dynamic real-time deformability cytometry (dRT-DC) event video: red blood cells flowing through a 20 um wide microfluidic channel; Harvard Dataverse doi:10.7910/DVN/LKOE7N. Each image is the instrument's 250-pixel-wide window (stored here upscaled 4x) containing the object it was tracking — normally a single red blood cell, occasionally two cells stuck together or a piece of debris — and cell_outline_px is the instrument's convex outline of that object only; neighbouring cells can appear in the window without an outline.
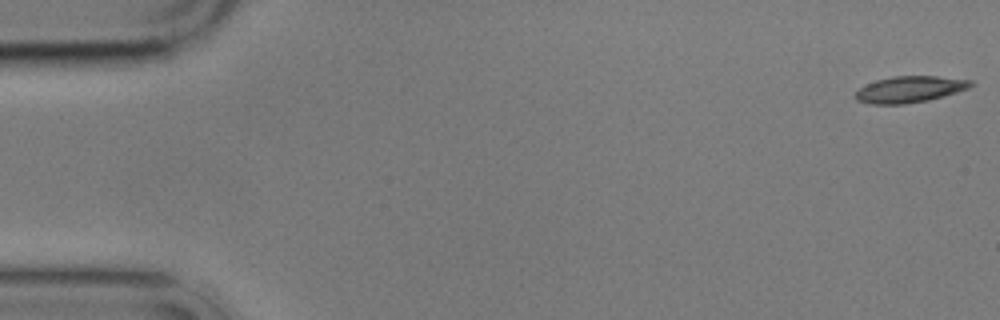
{"species": "common noctule bat (a hibernating species)", "species_latin": "Nyctalus noctula", "temperature_condition": "cold", "stored_images_in_passage": 9, "camera_frame_rate_fps": 3000, "um_per_image_px": 0.085, "animal": {"sex": "male", "body_mass_g": 17.9}, "frame": {"image": 1, "passage_image": 1, "time_ms": 0.0, "image_size_px": [1000, 320], "cell_outline_px": [[976, 84], [968, 88], [956, 92], [928, 100], [904, 104], [868, 104], [856, 100], [856, 92], [860, 88], [876, 80], [892, 76], [936, 76], [972, 80]], "centroid_in_image_um": [77.34, 7.59], "position_along_channel_um": 7.7, "area_um2": 17.63}}
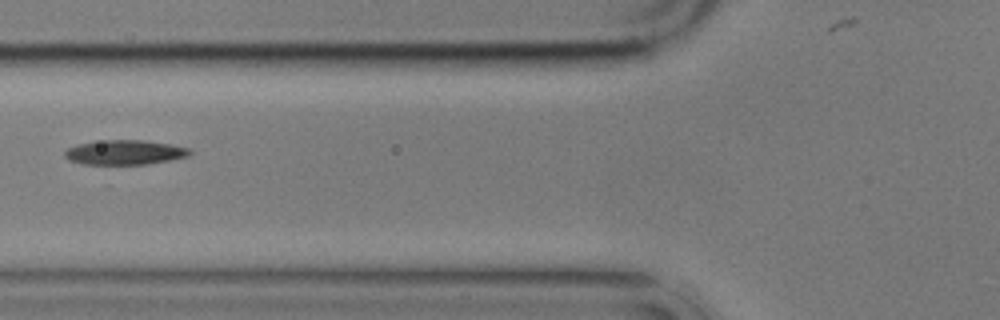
{"frame": {"image": 2, "passage_image": 7, "time_ms": 7.0, "image_size_px": [1000, 320], "cell_outline_px": [[192, 152], [188, 156], [148, 164], [84, 164], [68, 160], [64, 156], [64, 152], [68, 148], [76, 144], [104, 140], [144, 140], [168, 144], [188, 148]], "centroid_in_image_um": [10.56, 12.95], "position_along_channel_um": 115.2, "area_um2": 17.8}}
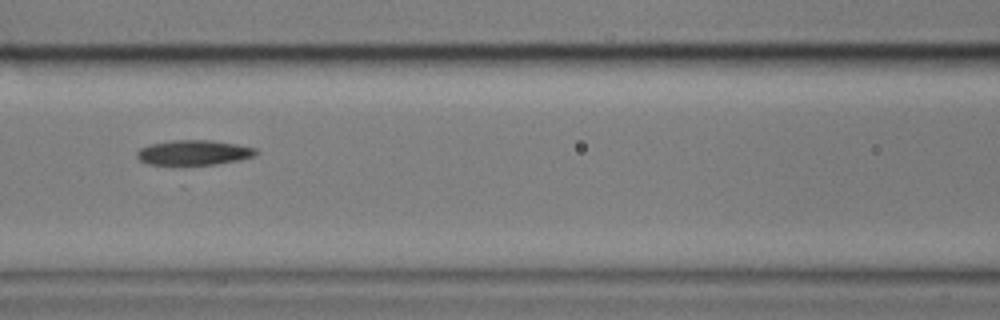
{"frame": {"image": 3, "passage_image": 8, "time_ms": 8.0, "image_size_px": [1000, 320], "cell_outline_px": [[260, 152], [256, 156], [240, 160], [216, 164], [148, 164], [140, 160], [136, 156], [136, 152], [140, 148], [152, 144], [172, 140], [208, 140], [236, 144], [256, 148]], "centroid_in_image_um": [16.52, 12.96], "position_along_channel_um": 150.1, "area_um2": 17.22}}